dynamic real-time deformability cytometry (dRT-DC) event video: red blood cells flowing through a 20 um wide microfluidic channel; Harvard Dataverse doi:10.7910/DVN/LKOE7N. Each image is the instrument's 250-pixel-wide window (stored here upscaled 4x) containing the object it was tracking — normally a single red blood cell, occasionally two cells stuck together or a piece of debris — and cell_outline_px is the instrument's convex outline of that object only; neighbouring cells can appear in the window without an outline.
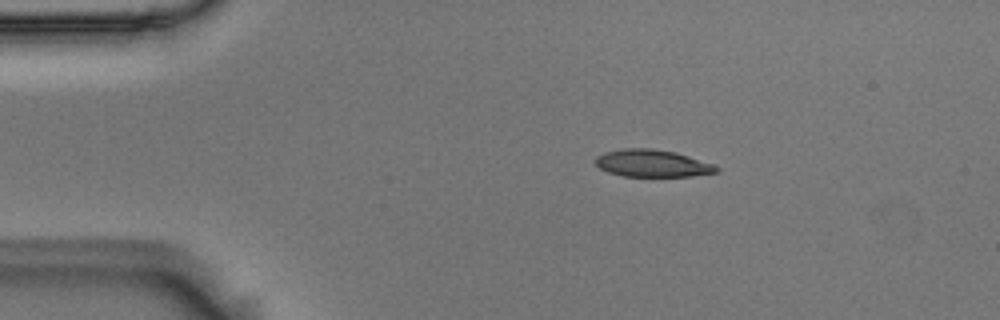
{"species": "Egyptian fruit bat (a non-hibernating species)", "species_latin": "Rousettus aegyptiacus", "temperature_condition": "room temperature", "stored_images_in_passage": 9, "camera_frame_rate_fps": 3000, "um_per_image_px": 0.085, "animal": {"sex": "male"}, "frame": {"image": 1, "passage_image": 1, "time_ms": 0.0, "image_size_px": [1000, 320], "cell_outline_px": [[720, 172], [692, 176], [624, 176], [608, 172], [600, 168], [596, 164], [596, 156], [604, 152], [624, 148], [652, 148], [676, 152], [716, 164], [720, 168]], "centroid_in_image_um": [55.51, 13.88], "position_along_channel_um": 29.5, "area_um2": 19.42}}
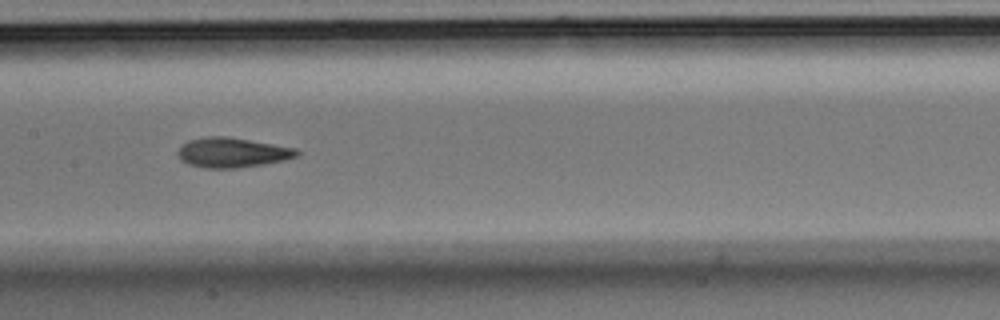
{"frame": {"image": 2, "passage_image": 6, "time_ms": 1.667, "image_size_px": [1000, 320], "cell_outline_px": [[300, 152], [296, 156], [284, 160], [264, 164], [236, 168], [204, 168], [188, 164], [180, 160], [176, 152], [188, 140], [204, 136], [224, 136], [296, 148]], "centroid_in_image_um": [19.7, 12.97], "position_along_channel_um": 187.7, "area_um2": 20.58}}
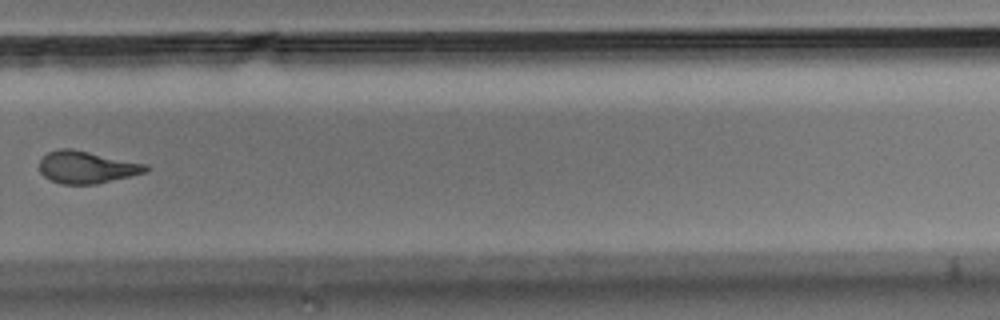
{"frame": {"image": 3, "passage_image": 9, "time_ms": 2.667, "image_size_px": [1000, 320], "cell_outline_px": [[148, 172], [96, 184], [60, 184], [44, 176], [40, 172], [40, 160], [48, 152], [60, 148], [72, 148], [148, 164]], "centroid_in_image_um": [7.39, 14.21], "position_along_channel_um": 322.4, "area_um2": 20.06}}